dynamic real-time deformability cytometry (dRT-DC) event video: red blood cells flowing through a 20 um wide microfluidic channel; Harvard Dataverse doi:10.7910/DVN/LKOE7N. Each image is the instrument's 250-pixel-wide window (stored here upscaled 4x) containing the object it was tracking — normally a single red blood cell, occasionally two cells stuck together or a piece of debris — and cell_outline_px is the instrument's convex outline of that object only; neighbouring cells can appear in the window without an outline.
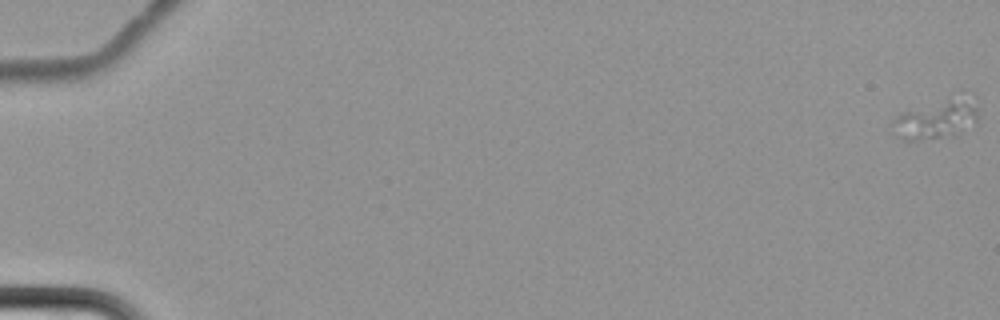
{"species": "common noctule bat (a hibernating species)", "species_latin": "Nyctalus noctula", "temperature_condition": "cold", "stored_images_in_passage": 8, "camera_frame_rate_fps": 3000, "um_per_image_px": 0.085, "animal": {"sex": "female", "body_mass_g": 22.7, "forearm_length_mm": 54.2}, "frame": {"image": 1, "passage_image": 1, "time_ms": 0.0, "image_size_px": [1000, 320], "cell_outline_px": [[976, 124], [952, 132], [936, 136], [916, 140], [904, 140], [892, 132], [892, 120], [900, 112], [956, 88], [960, 88], [976, 96]], "centroid_in_image_um": [79.63, 9.87], "position_along_channel_um": 5.4, "area_um2": 21.21}}
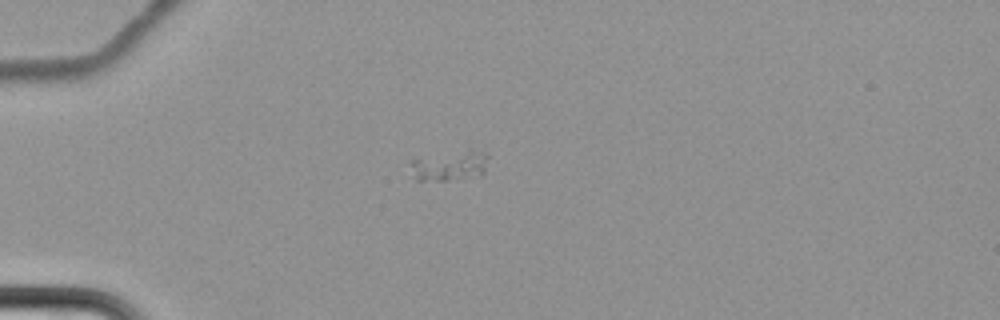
{"frame": {"image": 2, "passage_image": 6, "time_ms": 7.0, "image_size_px": [1000, 320], "cell_outline_px": [[488, 156], [484, 172], [480, 176], [444, 180], [416, 180], [412, 164], [412, 160], [468, 148], [488, 152]], "centroid_in_image_um": [38.34, 14.05], "position_along_channel_um": 46.7, "area_um2": 13.47}}
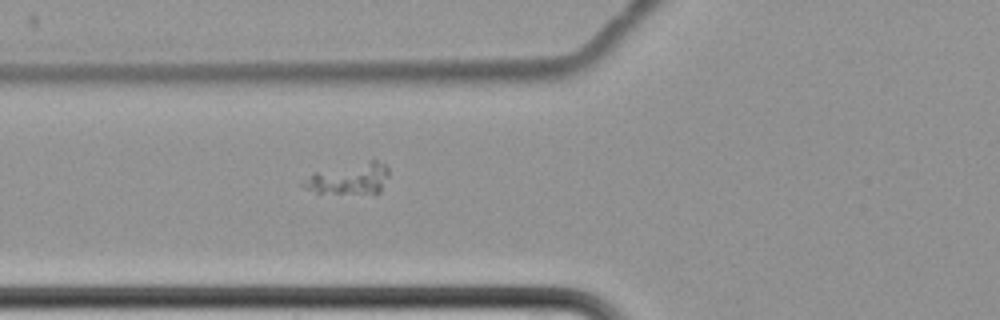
{"frame": {"image": 3, "passage_image": 8, "time_ms": 9.333, "image_size_px": [1000, 320], "cell_outline_px": [[388, 176], [380, 192], [376, 196], [316, 192], [304, 188], [300, 184], [316, 172], [368, 160], [376, 160], [384, 164], [388, 168]], "centroid_in_image_um": [29.75, 15.23], "position_along_channel_um": 96.0, "area_um2": 15.84}}